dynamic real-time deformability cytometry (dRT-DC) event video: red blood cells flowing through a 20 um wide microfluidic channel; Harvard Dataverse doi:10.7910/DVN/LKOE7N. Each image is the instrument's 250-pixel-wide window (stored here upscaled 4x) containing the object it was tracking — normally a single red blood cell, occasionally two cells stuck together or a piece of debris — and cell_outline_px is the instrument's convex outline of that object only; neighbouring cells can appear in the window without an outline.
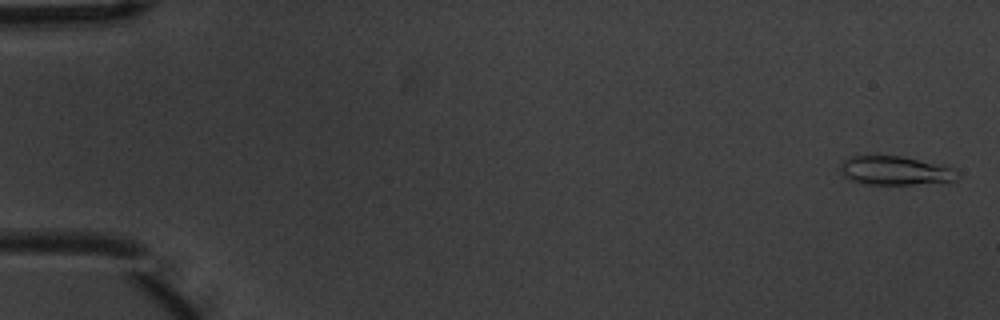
{"species": "common noctule bat (a hibernating species)", "species_latin": "Nyctalus noctula", "temperature_condition": "warm", "stored_images_in_passage": 8, "camera_frame_rate_fps": 3000, "um_per_image_px": 0.085, "animal": {"sex": "male", "body_mass_g": 20.1, "forearm_length_mm": 53.5}, "frame": {"image": 1, "passage_image": 1, "time_ms": 0.0, "image_size_px": [1000, 320], "cell_outline_px": [[960, 176], [948, 184], [860, 184], [848, 180], [844, 176], [840, 168], [840, 164], [844, 160], [852, 156], [900, 156], [952, 168], [960, 172]], "centroid_in_image_um": [76.12, 14.54], "position_along_channel_um": 8.9, "area_um2": 19.88}}
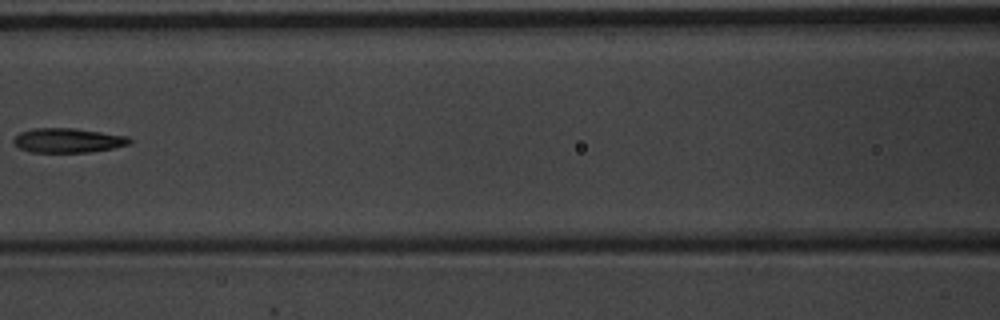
{"frame": {"image": 2, "passage_image": 7, "time_ms": 2.0, "image_size_px": [1000, 320], "cell_outline_px": [[132, 144], [112, 148], [88, 152], [32, 152], [20, 148], [12, 140], [20, 132], [32, 128], [72, 128], [128, 136], [132, 140]], "centroid_in_image_um": [5.79, 11.93], "position_along_channel_um": 160.8, "area_um2": 16.42}}
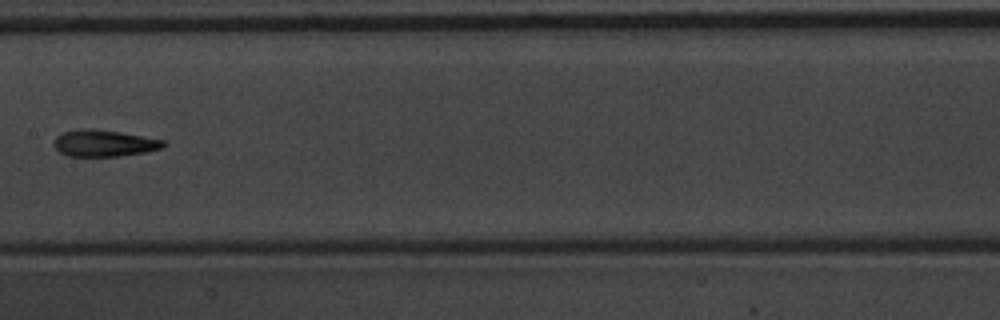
{"frame": {"image": 3, "passage_image": 8, "time_ms": 2.333, "image_size_px": [1000, 320], "cell_outline_px": [[168, 144], [160, 148], [148, 152], [120, 156], [68, 156], [60, 152], [52, 144], [56, 136], [64, 132], [80, 128], [92, 128], [120, 132], [164, 140]], "centroid_in_image_um": [8.84, 12.17], "position_along_channel_um": 198.6, "area_um2": 17.11}}